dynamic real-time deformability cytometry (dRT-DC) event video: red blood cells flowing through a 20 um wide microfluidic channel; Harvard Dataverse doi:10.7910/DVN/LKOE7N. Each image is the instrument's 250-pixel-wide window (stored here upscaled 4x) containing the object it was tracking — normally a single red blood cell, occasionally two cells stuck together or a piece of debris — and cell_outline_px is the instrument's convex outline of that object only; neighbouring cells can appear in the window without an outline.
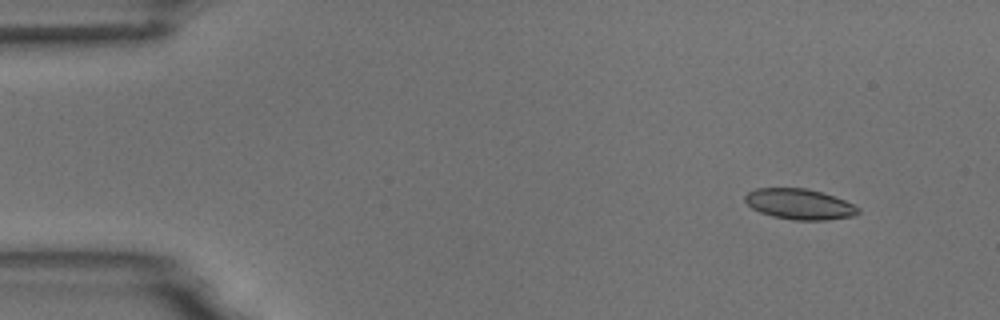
{"species": "common noctule bat (a hibernating species)", "species_latin": "Nyctalus noctula", "temperature_condition": "room temperature", "stored_images_in_passage": 4, "camera_frame_rate_fps": 3000, "um_per_image_px": 0.085, "animal": {"sex": "male", "body_mass_g": 18.8}, "frame": {"image": 1, "passage_image": 1, "time_ms": 0.0, "image_size_px": [1000, 320], "cell_outline_px": [[860, 212], [852, 216], [828, 220], [792, 220], [772, 216], [760, 212], [752, 208], [744, 200], [744, 196], [748, 192], [756, 188], [804, 188], [820, 192], [844, 200], [860, 208]], "centroid_in_image_um": [67.93, 17.36], "position_along_channel_um": 17.1, "area_um2": 20.06}}
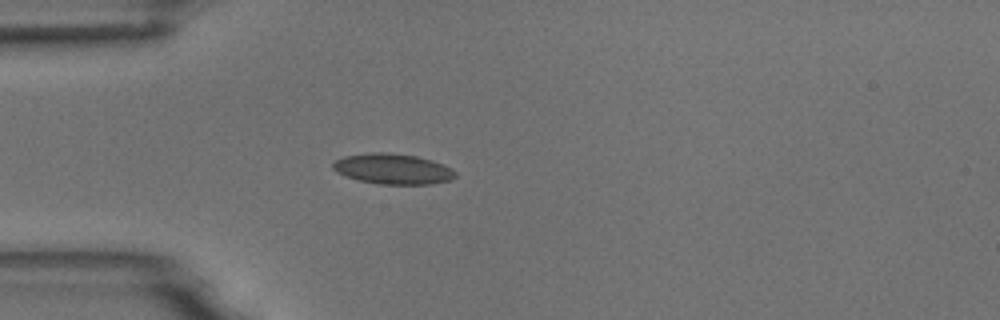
{"frame": {"image": 2, "passage_image": 4, "time_ms": 3.333, "image_size_px": [1000, 320], "cell_outline_px": [[456, 176], [452, 180], [432, 184], [380, 184], [360, 180], [336, 172], [332, 168], [332, 164], [336, 160], [344, 156], [372, 152], [384, 152], [416, 156], [432, 160], [452, 168], [456, 172]], "centroid_in_image_um": [33.42, 14.36], "position_along_channel_um": 51.6, "area_um2": 21.68}}